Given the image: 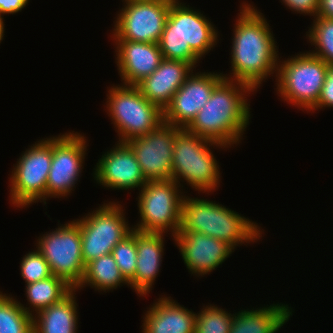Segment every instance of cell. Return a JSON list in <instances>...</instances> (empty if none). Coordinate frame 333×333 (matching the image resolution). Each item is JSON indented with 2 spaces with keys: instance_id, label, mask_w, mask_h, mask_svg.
<instances>
[{
  "instance_id": "6da1fadb",
  "label": "cell",
  "mask_w": 333,
  "mask_h": 333,
  "mask_svg": "<svg viewBox=\"0 0 333 333\" xmlns=\"http://www.w3.org/2000/svg\"><path fill=\"white\" fill-rule=\"evenodd\" d=\"M238 11L229 54L231 70L222 75L257 92L267 78L277 75L278 46L268 20L253 3L243 2Z\"/></svg>"
},
{
  "instance_id": "7a4b0ae2",
  "label": "cell",
  "mask_w": 333,
  "mask_h": 333,
  "mask_svg": "<svg viewBox=\"0 0 333 333\" xmlns=\"http://www.w3.org/2000/svg\"><path fill=\"white\" fill-rule=\"evenodd\" d=\"M251 92L255 94L244 83L223 79L185 129L229 148L237 146L250 125L251 108L247 96Z\"/></svg>"
},
{
  "instance_id": "3957f363",
  "label": "cell",
  "mask_w": 333,
  "mask_h": 333,
  "mask_svg": "<svg viewBox=\"0 0 333 333\" xmlns=\"http://www.w3.org/2000/svg\"><path fill=\"white\" fill-rule=\"evenodd\" d=\"M209 19L186 3L173 0L158 43L163 59L185 61L196 68L219 42L220 33Z\"/></svg>"
},
{
  "instance_id": "277c9868",
  "label": "cell",
  "mask_w": 333,
  "mask_h": 333,
  "mask_svg": "<svg viewBox=\"0 0 333 333\" xmlns=\"http://www.w3.org/2000/svg\"><path fill=\"white\" fill-rule=\"evenodd\" d=\"M258 223L226 206L185 194L182 201L180 231H195L237 246L256 243L264 234ZM263 232V233H262Z\"/></svg>"
},
{
  "instance_id": "5b68a950",
  "label": "cell",
  "mask_w": 333,
  "mask_h": 333,
  "mask_svg": "<svg viewBox=\"0 0 333 333\" xmlns=\"http://www.w3.org/2000/svg\"><path fill=\"white\" fill-rule=\"evenodd\" d=\"M212 147L222 150L229 148L181 129L173 142L172 179L182 188L183 182H186L192 190L202 194L210 195L209 193L218 190L221 173Z\"/></svg>"
},
{
  "instance_id": "8992f818",
  "label": "cell",
  "mask_w": 333,
  "mask_h": 333,
  "mask_svg": "<svg viewBox=\"0 0 333 333\" xmlns=\"http://www.w3.org/2000/svg\"><path fill=\"white\" fill-rule=\"evenodd\" d=\"M306 52V53H305ZM278 61L276 94L290 106L309 112L318 102L328 66L308 51Z\"/></svg>"
},
{
  "instance_id": "52a82bcc",
  "label": "cell",
  "mask_w": 333,
  "mask_h": 333,
  "mask_svg": "<svg viewBox=\"0 0 333 333\" xmlns=\"http://www.w3.org/2000/svg\"><path fill=\"white\" fill-rule=\"evenodd\" d=\"M106 112L118 133V142L147 135L163 123V111L135 85L107 87Z\"/></svg>"
},
{
  "instance_id": "ba28073f",
  "label": "cell",
  "mask_w": 333,
  "mask_h": 333,
  "mask_svg": "<svg viewBox=\"0 0 333 333\" xmlns=\"http://www.w3.org/2000/svg\"><path fill=\"white\" fill-rule=\"evenodd\" d=\"M183 192L173 179L147 182L139 190L136 200L140 219L136 225H132L133 230L144 233L171 232L168 234L174 237L180 231Z\"/></svg>"
},
{
  "instance_id": "9c48e42d",
  "label": "cell",
  "mask_w": 333,
  "mask_h": 333,
  "mask_svg": "<svg viewBox=\"0 0 333 333\" xmlns=\"http://www.w3.org/2000/svg\"><path fill=\"white\" fill-rule=\"evenodd\" d=\"M30 147V148H29ZM23 151L9 177V202L16 208L46 203L48 173L52 161V136L39 139Z\"/></svg>"
},
{
  "instance_id": "30bf717a",
  "label": "cell",
  "mask_w": 333,
  "mask_h": 333,
  "mask_svg": "<svg viewBox=\"0 0 333 333\" xmlns=\"http://www.w3.org/2000/svg\"><path fill=\"white\" fill-rule=\"evenodd\" d=\"M124 205L119 201H109L98 208L75 219L81 233L83 262L112 253L114 246L124 240L133 231L125 218Z\"/></svg>"
},
{
  "instance_id": "8fae6325",
  "label": "cell",
  "mask_w": 333,
  "mask_h": 333,
  "mask_svg": "<svg viewBox=\"0 0 333 333\" xmlns=\"http://www.w3.org/2000/svg\"><path fill=\"white\" fill-rule=\"evenodd\" d=\"M42 233L35 243L48 262L52 274L76 289L81 283L86 265L83 262L79 223L74 219ZM61 225V226H60Z\"/></svg>"
},
{
  "instance_id": "7c38bea8",
  "label": "cell",
  "mask_w": 333,
  "mask_h": 333,
  "mask_svg": "<svg viewBox=\"0 0 333 333\" xmlns=\"http://www.w3.org/2000/svg\"><path fill=\"white\" fill-rule=\"evenodd\" d=\"M84 135L68 131L52 136V161L47 178L46 200L68 198L75 190V184L80 182L89 146V140Z\"/></svg>"
},
{
  "instance_id": "4fadbf2b",
  "label": "cell",
  "mask_w": 333,
  "mask_h": 333,
  "mask_svg": "<svg viewBox=\"0 0 333 333\" xmlns=\"http://www.w3.org/2000/svg\"><path fill=\"white\" fill-rule=\"evenodd\" d=\"M172 1H122L111 39L159 43Z\"/></svg>"
},
{
  "instance_id": "5bb4252c",
  "label": "cell",
  "mask_w": 333,
  "mask_h": 333,
  "mask_svg": "<svg viewBox=\"0 0 333 333\" xmlns=\"http://www.w3.org/2000/svg\"><path fill=\"white\" fill-rule=\"evenodd\" d=\"M181 129L163 122L147 135L126 142L133 150L147 182L172 179L173 142Z\"/></svg>"
},
{
  "instance_id": "9a60e30c",
  "label": "cell",
  "mask_w": 333,
  "mask_h": 333,
  "mask_svg": "<svg viewBox=\"0 0 333 333\" xmlns=\"http://www.w3.org/2000/svg\"><path fill=\"white\" fill-rule=\"evenodd\" d=\"M220 72H192L163 111V122L185 129L224 79Z\"/></svg>"
},
{
  "instance_id": "2e32d148",
  "label": "cell",
  "mask_w": 333,
  "mask_h": 333,
  "mask_svg": "<svg viewBox=\"0 0 333 333\" xmlns=\"http://www.w3.org/2000/svg\"><path fill=\"white\" fill-rule=\"evenodd\" d=\"M113 146L102 154L94 166V180L104 189H142L147 181L131 147L126 142L118 141Z\"/></svg>"
},
{
  "instance_id": "e0dca14e",
  "label": "cell",
  "mask_w": 333,
  "mask_h": 333,
  "mask_svg": "<svg viewBox=\"0 0 333 333\" xmlns=\"http://www.w3.org/2000/svg\"><path fill=\"white\" fill-rule=\"evenodd\" d=\"M172 240L187 270L199 278L216 270L235 251L226 242L195 231H179Z\"/></svg>"
},
{
  "instance_id": "ac0fdd59",
  "label": "cell",
  "mask_w": 333,
  "mask_h": 333,
  "mask_svg": "<svg viewBox=\"0 0 333 333\" xmlns=\"http://www.w3.org/2000/svg\"><path fill=\"white\" fill-rule=\"evenodd\" d=\"M115 64L122 84L137 85L150 76L163 60L158 43L113 40Z\"/></svg>"
},
{
  "instance_id": "d6986e66",
  "label": "cell",
  "mask_w": 333,
  "mask_h": 333,
  "mask_svg": "<svg viewBox=\"0 0 333 333\" xmlns=\"http://www.w3.org/2000/svg\"><path fill=\"white\" fill-rule=\"evenodd\" d=\"M193 70L196 69L185 61L163 59L159 67L136 86L144 97L164 111Z\"/></svg>"
},
{
  "instance_id": "ffe728a7",
  "label": "cell",
  "mask_w": 333,
  "mask_h": 333,
  "mask_svg": "<svg viewBox=\"0 0 333 333\" xmlns=\"http://www.w3.org/2000/svg\"><path fill=\"white\" fill-rule=\"evenodd\" d=\"M165 233L136 231L137 263L135 276L129 281L130 288L139 297L150 294L164 255Z\"/></svg>"
},
{
  "instance_id": "44dd1931",
  "label": "cell",
  "mask_w": 333,
  "mask_h": 333,
  "mask_svg": "<svg viewBox=\"0 0 333 333\" xmlns=\"http://www.w3.org/2000/svg\"><path fill=\"white\" fill-rule=\"evenodd\" d=\"M142 333H194L196 312L162 295L142 316Z\"/></svg>"
},
{
  "instance_id": "7402d4cb",
  "label": "cell",
  "mask_w": 333,
  "mask_h": 333,
  "mask_svg": "<svg viewBox=\"0 0 333 333\" xmlns=\"http://www.w3.org/2000/svg\"><path fill=\"white\" fill-rule=\"evenodd\" d=\"M293 308L285 303H273L237 311L229 333H277L292 316Z\"/></svg>"
},
{
  "instance_id": "603a6c76",
  "label": "cell",
  "mask_w": 333,
  "mask_h": 333,
  "mask_svg": "<svg viewBox=\"0 0 333 333\" xmlns=\"http://www.w3.org/2000/svg\"><path fill=\"white\" fill-rule=\"evenodd\" d=\"M76 289L64 299L39 311L33 316V333H77L78 304Z\"/></svg>"
},
{
  "instance_id": "cb8c5ba5",
  "label": "cell",
  "mask_w": 333,
  "mask_h": 333,
  "mask_svg": "<svg viewBox=\"0 0 333 333\" xmlns=\"http://www.w3.org/2000/svg\"><path fill=\"white\" fill-rule=\"evenodd\" d=\"M127 285L129 282L124 278L112 253L91 260L86 264L85 273L79 286L78 292L84 287L90 286L98 292H109L116 288Z\"/></svg>"
},
{
  "instance_id": "d4e9b609",
  "label": "cell",
  "mask_w": 333,
  "mask_h": 333,
  "mask_svg": "<svg viewBox=\"0 0 333 333\" xmlns=\"http://www.w3.org/2000/svg\"><path fill=\"white\" fill-rule=\"evenodd\" d=\"M25 286L26 300H28L27 303L30 306L26 305L25 307V304L21 302L20 305L32 316H34V313L37 314L39 311L61 301L74 289L65 280L54 275L37 282L25 284Z\"/></svg>"
},
{
  "instance_id": "484cf974",
  "label": "cell",
  "mask_w": 333,
  "mask_h": 333,
  "mask_svg": "<svg viewBox=\"0 0 333 333\" xmlns=\"http://www.w3.org/2000/svg\"><path fill=\"white\" fill-rule=\"evenodd\" d=\"M0 333H33V316L16 297L0 291Z\"/></svg>"
},
{
  "instance_id": "4316f807",
  "label": "cell",
  "mask_w": 333,
  "mask_h": 333,
  "mask_svg": "<svg viewBox=\"0 0 333 333\" xmlns=\"http://www.w3.org/2000/svg\"><path fill=\"white\" fill-rule=\"evenodd\" d=\"M306 32V39L315 50L312 55L321 58L327 65H333V19L316 17Z\"/></svg>"
},
{
  "instance_id": "83f0119b",
  "label": "cell",
  "mask_w": 333,
  "mask_h": 333,
  "mask_svg": "<svg viewBox=\"0 0 333 333\" xmlns=\"http://www.w3.org/2000/svg\"><path fill=\"white\" fill-rule=\"evenodd\" d=\"M233 316L217 305H203L196 313L194 333H229Z\"/></svg>"
},
{
  "instance_id": "f1b7e54d",
  "label": "cell",
  "mask_w": 333,
  "mask_h": 333,
  "mask_svg": "<svg viewBox=\"0 0 333 333\" xmlns=\"http://www.w3.org/2000/svg\"><path fill=\"white\" fill-rule=\"evenodd\" d=\"M112 255L122 275L129 282L135 276L136 271V230L114 246Z\"/></svg>"
},
{
  "instance_id": "f546056e",
  "label": "cell",
  "mask_w": 333,
  "mask_h": 333,
  "mask_svg": "<svg viewBox=\"0 0 333 333\" xmlns=\"http://www.w3.org/2000/svg\"><path fill=\"white\" fill-rule=\"evenodd\" d=\"M20 274L26 284L52 276L48 262L37 248L29 251L20 261Z\"/></svg>"
},
{
  "instance_id": "4dcf8cb0",
  "label": "cell",
  "mask_w": 333,
  "mask_h": 333,
  "mask_svg": "<svg viewBox=\"0 0 333 333\" xmlns=\"http://www.w3.org/2000/svg\"><path fill=\"white\" fill-rule=\"evenodd\" d=\"M326 107H333V65L328 66L326 79L322 86L318 102L309 112L314 113L316 110L325 109Z\"/></svg>"
},
{
  "instance_id": "1f68e13d",
  "label": "cell",
  "mask_w": 333,
  "mask_h": 333,
  "mask_svg": "<svg viewBox=\"0 0 333 333\" xmlns=\"http://www.w3.org/2000/svg\"><path fill=\"white\" fill-rule=\"evenodd\" d=\"M282 5L290 9L294 13L309 15L312 18L317 17L319 0H280Z\"/></svg>"
},
{
  "instance_id": "d6a6232c",
  "label": "cell",
  "mask_w": 333,
  "mask_h": 333,
  "mask_svg": "<svg viewBox=\"0 0 333 333\" xmlns=\"http://www.w3.org/2000/svg\"><path fill=\"white\" fill-rule=\"evenodd\" d=\"M30 0H0V22L4 24L3 16L22 11Z\"/></svg>"
},
{
  "instance_id": "836d02e7",
  "label": "cell",
  "mask_w": 333,
  "mask_h": 333,
  "mask_svg": "<svg viewBox=\"0 0 333 333\" xmlns=\"http://www.w3.org/2000/svg\"><path fill=\"white\" fill-rule=\"evenodd\" d=\"M317 17L333 19V0H319Z\"/></svg>"
},
{
  "instance_id": "e575fe53",
  "label": "cell",
  "mask_w": 333,
  "mask_h": 333,
  "mask_svg": "<svg viewBox=\"0 0 333 333\" xmlns=\"http://www.w3.org/2000/svg\"><path fill=\"white\" fill-rule=\"evenodd\" d=\"M4 32H5V24L0 22V43L4 39V35H5Z\"/></svg>"
},
{
  "instance_id": "d590c367",
  "label": "cell",
  "mask_w": 333,
  "mask_h": 333,
  "mask_svg": "<svg viewBox=\"0 0 333 333\" xmlns=\"http://www.w3.org/2000/svg\"><path fill=\"white\" fill-rule=\"evenodd\" d=\"M122 1H162V0H122Z\"/></svg>"
}]
</instances>
